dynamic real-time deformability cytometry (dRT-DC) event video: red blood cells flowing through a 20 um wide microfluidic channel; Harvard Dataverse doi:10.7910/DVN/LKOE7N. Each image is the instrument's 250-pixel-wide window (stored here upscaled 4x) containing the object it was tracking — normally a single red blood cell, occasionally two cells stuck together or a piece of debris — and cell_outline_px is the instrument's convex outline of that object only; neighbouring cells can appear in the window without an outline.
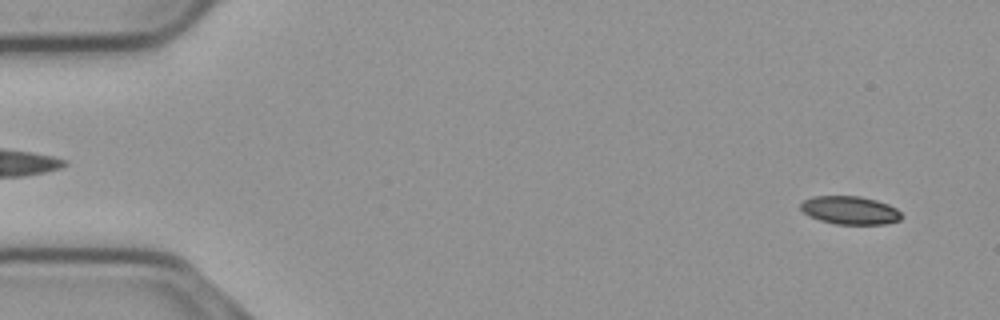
{"species": "common noctule bat (a hibernating species)", "species_latin": "Nyctalus noctula", "temperature_condition": "cold", "stored_images_in_passage": 55, "camera_frame_rate_fps": 3000, "um_per_image_px": 0.085, "animal": {"sex": "male", "body_mass_g": 23.1, "forearm_length_mm": 52.7}, "frame": {"image": 1, "passage_image": 3, "time_ms": 0.667, "image_size_px": [1000, 320], "cell_outline_px": [[900, 220], [884, 224], [836, 224], [820, 220], [804, 212], [800, 208], [800, 204], [804, 200], [816, 196], [860, 196], [876, 200], [888, 204], [896, 208], [900, 212]], "centroid_in_image_um": [72.26, 17.87], "position_along_channel_um": 12.7, "area_um2": 16.36}}
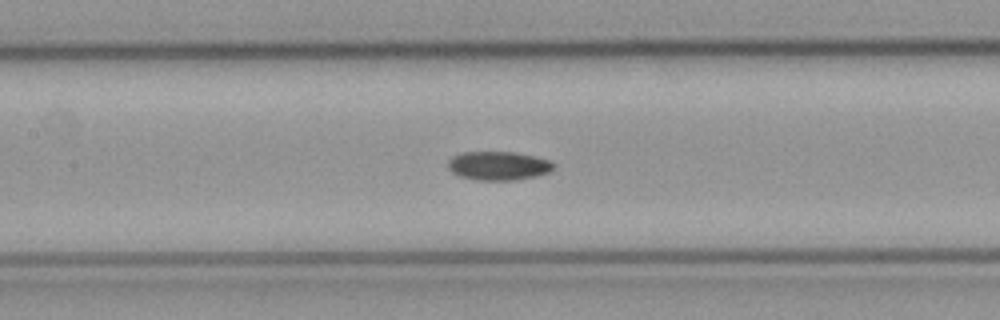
{"frame": {"image": 2, "passage_image": 25, "time_ms": 8.0, "image_size_px": [1000, 320], "cell_outline_px": [[556, 164], [548, 172], [536, 176], [516, 180], [476, 180], [460, 176], [452, 172], [448, 168], [448, 160], [452, 156], [464, 152], [512, 152], [532, 156], [548, 160]], "centroid_in_image_um": [42.33, 14.09], "position_along_channel_um": 165.1, "area_um2": 17.57}}
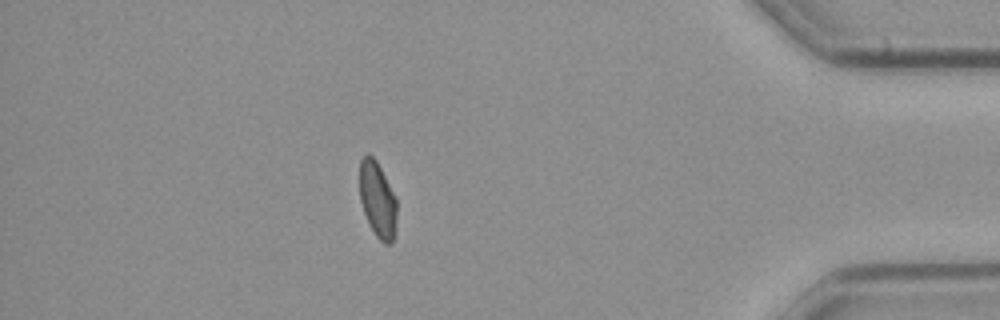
{"frame": {"image": 3, "passage_image": 48, "time_ms": 15.667, "image_size_px": [1000, 320], "cell_outline_px": [[396, 232], [392, 244], [384, 244], [376, 236], [364, 212], [360, 200], [360, 160], [364, 152], [368, 152], [376, 160], [396, 196]], "centroid_in_image_um": [32.1, 16.95], "position_along_channel_um": 403.1, "area_um2": 16.59}, "authors_computed_cell_mechanics": {"area_um2": 17.1666, "velocity_mm_per_s": 3.7167, "shape_relaxation_time_tau1_ms": null, "shape_relaxation_time_tau2_ms": 4.6367, "deformation_change_tau1": null, "deformation_change_tau2": 0.0734}}